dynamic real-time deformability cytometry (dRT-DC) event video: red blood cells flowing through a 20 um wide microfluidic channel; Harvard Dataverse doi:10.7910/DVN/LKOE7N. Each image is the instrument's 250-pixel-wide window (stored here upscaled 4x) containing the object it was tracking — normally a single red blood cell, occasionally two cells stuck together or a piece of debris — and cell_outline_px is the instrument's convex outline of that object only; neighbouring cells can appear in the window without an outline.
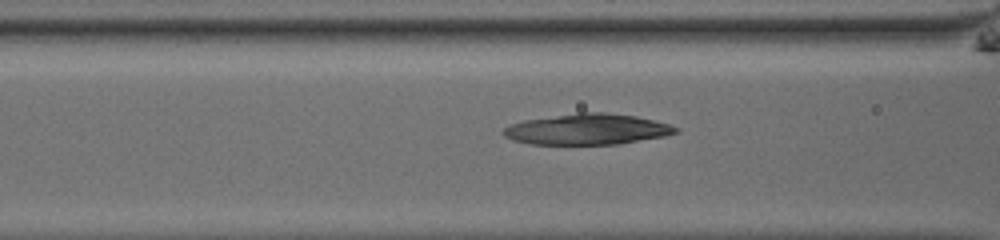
{"species": "common noctule bat (a hibernating species)", "species_latin": "Nyctalus noctula", "temperature_condition": "room temperature", "stored_images_in_passage": 53, "camera_frame_rate_fps": 3000, "um_per_image_px": 0.085, "animal": {"sex": "male", "body_mass_g": 13.0, "forearm_length_mm": 53.1}, "frame": {"image": 1, "passage_image": 24, "time_ms": 7.667, "image_size_px": [1000, 240], "cell_outline_px": [[680, 132], [664, 136], [620, 144], [528, 144], [512, 140], [504, 136], [500, 132], [504, 128], [512, 124], [524, 120], [580, 112], [604, 112], [636, 116], [668, 124], [680, 128]], "centroid_in_image_um": [49.91, 10.99], "position_along_channel_um": 116.7, "area_um2": 30.98}}
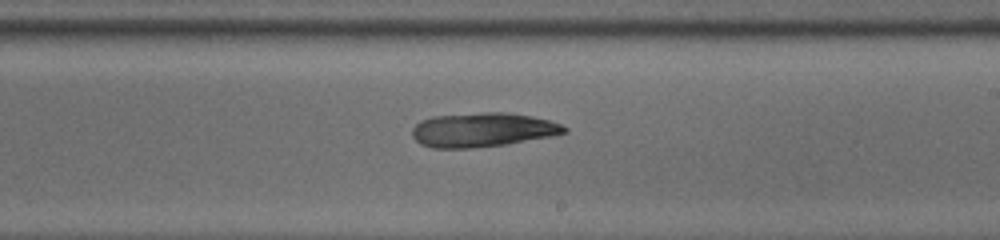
{"frame": {"image": 2, "passage_image": 34, "time_ms": 11.0, "image_size_px": [1000, 240], "cell_outline_px": [[568, 132], [552, 136], [504, 144], [472, 148], [432, 148], [420, 144], [412, 136], [412, 128], [420, 120], [432, 116], [484, 112], [508, 112], [532, 116], [548, 120], [560, 124], [568, 128]], "centroid_in_image_um": [41.0, 11.03], "position_along_channel_um": 248.0, "area_um2": 30.4}}
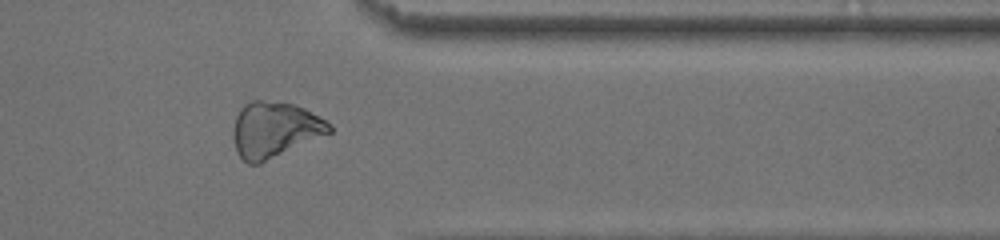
{"frame": {"image": 3, "passage_image": 45, "time_ms": 14.667, "image_size_px": [1000, 240], "cell_outline_px": [[332, 132], [260, 164], [248, 164], [236, 152], [232, 136], [232, 128], [236, 116], [240, 108], [244, 104], [252, 100], [264, 100], [292, 104], [304, 108], [332, 124]], "centroid_in_image_um": [23.31, 11.03], "position_along_channel_um": 388.1, "area_um2": 31.39}}